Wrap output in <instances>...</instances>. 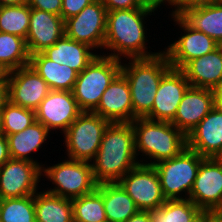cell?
<instances>
[{"label": "cell", "instance_id": "cell-1", "mask_svg": "<svg viewBox=\"0 0 222 222\" xmlns=\"http://www.w3.org/2000/svg\"><path fill=\"white\" fill-rule=\"evenodd\" d=\"M138 159L132 123H110L104 132L99 150L91 161L96 183H118L131 169L142 164L144 159Z\"/></svg>", "mask_w": 222, "mask_h": 222}, {"label": "cell", "instance_id": "cell-2", "mask_svg": "<svg viewBox=\"0 0 222 222\" xmlns=\"http://www.w3.org/2000/svg\"><path fill=\"white\" fill-rule=\"evenodd\" d=\"M154 8L107 11L104 50L111 51L105 56L122 60L148 58L159 54L147 50L146 19L155 13ZM146 31V32H145ZM149 51V52H148Z\"/></svg>", "mask_w": 222, "mask_h": 222}, {"label": "cell", "instance_id": "cell-3", "mask_svg": "<svg viewBox=\"0 0 222 222\" xmlns=\"http://www.w3.org/2000/svg\"><path fill=\"white\" fill-rule=\"evenodd\" d=\"M126 63H121V73L130 88L134 120L145 118L152 110L162 77L172 66L162 50L152 57L126 59Z\"/></svg>", "mask_w": 222, "mask_h": 222}, {"label": "cell", "instance_id": "cell-4", "mask_svg": "<svg viewBox=\"0 0 222 222\" xmlns=\"http://www.w3.org/2000/svg\"><path fill=\"white\" fill-rule=\"evenodd\" d=\"M131 123L137 156L142 153L151 161L145 159L142 162L144 165L153 166L160 161L171 159L187 147L186 135L171 122L136 118Z\"/></svg>", "mask_w": 222, "mask_h": 222}, {"label": "cell", "instance_id": "cell-5", "mask_svg": "<svg viewBox=\"0 0 222 222\" xmlns=\"http://www.w3.org/2000/svg\"><path fill=\"white\" fill-rule=\"evenodd\" d=\"M99 53L81 72L72 93L83 112H93L100 103L102 94L121 72L122 60Z\"/></svg>", "mask_w": 222, "mask_h": 222}, {"label": "cell", "instance_id": "cell-6", "mask_svg": "<svg viewBox=\"0 0 222 222\" xmlns=\"http://www.w3.org/2000/svg\"><path fill=\"white\" fill-rule=\"evenodd\" d=\"M203 159L197 152L186 147L179 155L153 165L166 200L189 199Z\"/></svg>", "mask_w": 222, "mask_h": 222}, {"label": "cell", "instance_id": "cell-7", "mask_svg": "<svg viewBox=\"0 0 222 222\" xmlns=\"http://www.w3.org/2000/svg\"><path fill=\"white\" fill-rule=\"evenodd\" d=\"M44 166L42 176L54 184L53 188L44 191L53 195L72 200L90 194L97 188L91 162L67 158L52 166Z\"/></svg>", "mask_w": 222, "mask_h": 222}, {"label": "cell", "instance_id": "cell-8", "mask_svg": "<svg viewBox=\"0 0 222 222\" xmlns=\"http://www.w3.org/2000/svg\"><path fill=\"white\" fill-rule=\"evenodd\" d=\"M111 122L93 112H82L63 133L65 153L72 160L91 162Z\"/></svg>", "mask_w": 222, "mask_h": 222}, {"label": "cell", "instance_id": "cell-9", "mask_svg": "<svg viewBox=\"0 0 222 222\" xmlns=\"http://www.w3.org/2000/svg\"><path fill=\"white\" fill-rule=\"evenodd\" d=\"M107 10L101 0L83 8L77 15L64 21L65 36L91 48L103 49Z\"/></svg>", "mask_w": 222, "mask_h": 222}, {"label": "cell", "instance_id": "cell-10", "mask_svg": "<svg viewBox=\"0 0 222 222\" xmlns=\"http://www.w3.org/2000/svg\"><path fill=\"white\" fill-rule=\"evenodd\" d=\"M118 183L133 199L139 210H155L166 202L158 174L153 166L139 164Z\"/></svg>", "mask_w": 222, "mask_h": 222}, {"label": "cell", "instance_id": "cell-11", "mask_svg": "<svg viewBox=\"0 0 222 222\" xmlns=\"http://www.w3.org/2000/svg\"><path fill=\"white\" fill-rule=\"evenodd\" d=\"M41 176L38 164L10 158L0 167V199L35 195Z\"/></svg>", "mask_w": 222, "mask_h": 222}, {"label": "cell", "instance_id": "cell-12", "mask_svg": "<svg viewBox=\"0 0 222 222\" xmlns=\"http://www.w3.org/2000/svg\"><path fill=\"white\" fill-rule=\"evenodd\" d=\"M176 25L184 31L178 40L163 50L174 69H182L189 61L213 52L218 43L205 33L189 26L180 16H172Z\"/></svg>", "mask_w": 222, "mask_h": 222}, {"label": "cell", "instance_id": "cell-13", "mask_svg": "<svg viewBox=\"0 0 222 222\" xmlns=\"http://www.w3.org/2000/svg\"><path fill=\"white\" fill-rule=\"evenodd\" d=\"M189 199L202 211L222 213V163L204 158L199 166Z\"/></svg>", "mask_w": 222, "mask_h": 222}, {"label": "cell", "instance_id": "cell-14", "mask_svg": "<svg viewBox=\"0 0 222 222\" xmlns=\"http://www.w3.org/2000/svg\"><path fill=\"white\" fill-rule=\"evenodd\" d=\"M9 101L24 108L36 110L51 89L29 64L6 76Z\"/></svg>", "mask_w": 222, "mask_h": 222}, {"label": "cell", "instance_id": "cell-15", "mask_svg": "<svg viewBox=\"0 0 222 222\" xmlns=\"http://www.w3.org/2000/svg\"><path fill=\"white\" fill-rule=\"evenodd\" d=\"M83 111L72 91L51 90L35 110L36 121L49 131L59 130L62 134Z\"/></svg>", "mask_w": 222, "mask_h": 222}, {"label": "cell", "instance_id": "cell-16", "mask_svg": "<svg viewBox=\"0 0 222 222\" xmlns=\"http://www.w3.org/2000/svg\"><path fill=\"white\" fill-rule=\"evenodd\" d=\"M190 86L185 74L180 69L171 68L162 77L152 110L145 118L171 122L186 90Z\"/></svg>", "mask_w": 222, "mask_h": 222}, {"label": "cell", "instance_id": "cell-17", "mask_svg": "<svg viewBox=\"0 0 222 222\" xmlns=\"http://www.w3.org/2000/svg\"><path fill=\"white\" fill-rule=\"evenodd\" d=\"M93 113L111 123L134 121L130 88L126 77L121 72L104 91Z\"/></svg>", "mask_w": 222, "mask_h": 222}, {"label": "cell", "instance_id": "cell-18", "mask_svg": "<svg viewBox=\"0 0 222 222\" xmlns=\"http://www.w3.org/2000/svg\"><path fill=\"white\" fill-rule=\"evenodd\" d=\"M65 35L64 19L56 14L31 8L26 46L29 55L43 52Z\"/></svg>", "mask_w": 222, "mask_h": 222}, {"label": "cell", "instance_id": "cell-19", "mask_svg": "<svg viewBox=\"0 0 222 222\" xmlns=\"http://www.w3.org/2000/svg\"><path fill=\"white\" fill-rule=\"evenodd\" d=\"M214 108V91L190 86L171 123L186 136Z\"/></svg>", "mask_w": 222, "mask_h": 222}, {"label": "cell", "instance_id": "cell-20", "mask_svg": "<svg viewBox=\"0 0 222 222\" xmlns=\"http://www.w3.org/2000/svg\"><path fill=\"white\" fill-rule=\"evenodd\" d=\"M186 137L189 149L204 158H215L222 149V112L214 106Z\"/></svg>", "mask_w": 222, "mask_h": 222}, {"label": "cell", "instance_id": "cell-21", "mask_svg": "<svg viewBox=\"0 0 222 222\" xmlns=\"http://www.w3.org/2000/svg\"><path fill=\"white\" fill-rule=\"evenodd\" d=\"M181 71L192 87L214 90L222 86V52L217 48L193 59Z\"/></svg>", "mask_w": 222, "mask_h": 222}, {"label": "cell", "instance_id": "cell-22", "mask_svg": "<svg viewBox=\"0 0 222 222\" xmlns=\"http://www.w3.org/2000/svg\"><path fill=\"white\" fill-rule=\"evenodd\" d=\"M84 43L63 36L54 45L47 47L42 53L58 64H64L81 73L98 55L97 52Z\"/></svg>", "mask_w": 222, "mask_h": 222}, {"label": "cell", "instance_id": "cell-23", "mask_svg": "<svg viewBox=\"0 0 222 222\" xmlns=\"http://www.w3.org/2000/svg\"><path fill=\"white\" fill-rule=\"evenodd\" d=\"M179 16L218 44L222 41V0L186 9Z\"/></svg>", "mask_w": 222, "mask_h": 222}, {"label": "cell", "instance_id": "cell-24", "mask_svg": "<svg viewBox=\"0 0 222 222\" xmlns=\"http://www.w3.org/2000/svg\"><path fill=\"white\" fill-rule=\"evenodd\" d=\"M49 134L50 131L42 123L36 121L23 131L7 135L10 157L31 161L42 168L43 165L34 160L30 154L40 150L43 143H47L45 141Z\"/></svg>", "mask_w": 222, "mask_h": 222}, {"label": "cell", "instance_id": "cell-25", "mask_svg": "<svg viewBox=\"0 0 222 222\" xmlns=\"http://www.w3.org/2000/svg\"><path fill=\"white\" fill-rule=\"evenodd\" d=\"M96 190L103 196L105 216L109 222H126L139 211L119 183H102Z\"/></svg>", "mask_w": 222, "mask_h": 222}, {"label": "cell", "instance_id": "cell-26", "mask_svg": "<svg viewBox=\"0 0 222 222\" xmlns=\"http://www.w3.org/2000/svg\"><path fill=\"white\" fill-rule=\"evenodd\" d=\"M30 65L44 79L51 90L72 91L78 72L47 58L42 52L30 55Z\"/></svg>", "mask_w": 222, "mask_h": 222}, {"label": "cell", "instance_id": "cell-27", "mask_svg": "<svg viewBox=\"0 0 222 222\" xmlns=\"http://www.w3.org/2000/svg\"><path fill=\"white\" fill-rule=\"evenodd\" d=\"M36 222H74L70 199L46 191L34 195Z\"/></svg>", "mask_w": 222, "mask_h": 222}, {"label": "cell", "instance_id": "cell-28", "mask_svg": "<svg viewBox=\"0 0 222 222\" xmlns=\"http://www.w3.org/2000/svg\"><path fill=\"white\" fill-rule=\"evenodd\" d=\"M30 64L25 39L0 32V67L7 73Z\"/></svg>", "mask_w": 222, "mask_h": 222}, {"label": "cell", "instance_id": "cell-29", "mask_svg": "<svg viewBox=\"0 0 222 222\" xmlns=\"http://www.w3.org/2000/svg\"><path fill=\"white\" fill-rule=\"evenodd\" d=\"M151 222H192L202 210L190 199L166 200L155 210H150Z\"/></svg>", "mask_w": 222, "mask_h": 222}, {"label": "cell", "instance_id": "cell-30", "mask_svg": "<svg viewBox=\"0 0 222 222\" xmlns=\"http://www.w3.org/2000/svg\"><path fill=\"white\" fill-rule=\"evenodd\" d=\"M31 7L28 4L0 7V32L14 34L26 40Z\"/></svg>", "mask_w": 222, "mask_h": 222}, {"label": "cell", "instance_id": "cell-31", "mask_svg": "<svg viewBox=\"0 0 222 222\" xmlns=\"http://www.w3.org/2000/svg\"><path fill=\"white\" fill-rule=\"evenodd\" d=\"M74 222H100L106 221L103 196L94 192L72 199Z\"/></svg>", "mask_w": 222, "mask_h": 222}, {"label": "cell", "instance_id": "cell-32", "mask_svg": "<svg viewBox=\"0 0 222 222\" xmlns=\"http://www.w3.org/2000/svg\"><path fill=\"white\" fill-rule=\"evenodd\" d=\"M0 222H36L34 195L0 199Z\"/></svg>", "mask_w": 222, "mask_h": 222}, {"label": "cell", "instance_id": "cell-33", "mask_svg": "<svg viewBox=\"0 0 222 222\" xmlns=\"http://www.w3.org/2000/svg\"><path fill=\"white\" fill-rule=\"evenodd\" d=\"M36 122L35 110L8 101L2 108V133L7 136L23 131Z\"/></svg>", "mask_w": 222, "mask_h": 222}, {"label": "cell", "instance_id": "cell-34", "mask_svg": "<svg viewBox=\"0 0 222 222\" xmlns=\"http://www.w3.org/2000/svg\"><path fill=\"white\" fill-rule=\"evenodd\" d=\"M96 0H62L61 17L69 19L77 15L83 8L92 4Z\"/></svg>", "mask_w": 222, "mask_h": 222}, {"label": "cell", "instance_id": "cell-35", "mask_svg": "<svg viewBox=\"0 0 222 222\" xmlns=\"http://www.w3.org/2000/svg\"><path fill=\"white\" fill-rule=\"evenodd\" d=\"M107 11L129 10L135 8H152L142 0H101Z\"/></svg>", "mask_w": 222, "mask_h": 222}, {"label": "cell", "instance_id": "cell-36", "mask_svg": "<svg viewBox=\"0 0 222 222\" xmlns=\"http://www.w3.org/2000/svg\"><path fill=\"white\" fill-rule=\"evenodd\" d=\"M27 4L31 8L61 16L62 0H27Z\"/></svg>", "mask_w": 222, "mask_h": 222}, {"label": "cell", "instance_id": "cell-37", "mask_svg": "<svg viewBox=\"0 0 222 222\" xmlns=\"http://www.w3.org/2000/svg\"><path fill=\"white\" fill-rule=\"evenodd\" d=\"M221 0H174L173 7L174 9L171 11V17L172 16H179L181 13H183L186 9L205 5L211 2H217Z\"/></svg>", "mask_w": 222, "mask_h": 222}, {"label": "cell", "instance_id": "cell-38", "mask_svg": "<svg viewBox=\"0 0 222 222\" xmlns=\"http://www.w3.org/2000/svg\"><path fill=\"white\" fill-rule=\"evenodd\" d=\"M10 158L8 140L7 137L2 133L0 134V167Z\"/></svg>", "mask_w": 222, "mask_h": 222}, {"label": "cell", "instance_id": "cell-39", "mask_svg": "<svg viewBox=\"0 0 222 222\" xmlns=\"http://www.w3.org/2000/svg\"><path fill=\"white\" fill-rule=\"evenodd\" d=\"M192 222H220V215L212 211H202Z\"/></svg>", "mask_w": 222, "mask_h": 222}, {"label": "cell", "instance_id": "cell-40", "mask_svg": "<svg viewBox=\"0 0 222 222\" xmlns=\"http://www.w3.org/2000/svg\"><path fill=\"white\" fill-rule=\"evenodd\" d=\"M126 222H151L150 212L139 210L136 214L131 216Z\"/></svg>", "mask_w": 222, "mask_h": 222}, {"label": "cell", "instance_id": "cell-41", "mask_svg": "<svg viewBox=\"0 0 222 222\" xmlns=\"http://www.w3.org/2000/svg\"><path fill=\"white\" fill-rule=\"evenodd\" d=\"M9 101L8 86L6 80L0 85V109Z\"/></svg>", "mask_w": 222, "mask_h": 222}, {"label": "cell", "instance_id": "cell-42", "mask_svg": "<svg viewBox=\"0 0 222 222\" xmlns=\"http://www.w3.org/2000/svg\"><path fill=\"white\" fill-rule=\"evenodd\" d=\"M143 3L147 6H150L154 9H156V11H158V8L160 6L165 5L166 3H168L167 5H173L174 0H142Z\"/></svg>", "mask_w": 222, "mask_h": 222}, {"label": "cell", "instance_id": "cell-43", "mask_svg": "<svg viewBox=\"0 0 222 222\" xmlns=\"http://www.w3.org/2000/svg\"><path fill=\"white\" fill-rule=\"evenodd\" d=\"M214 91V106L222 112V86L216 88Z\"/></svg>", "mask_w": 222, "mask_h": 222}, {"label": "cell", "instance_id": "cell-44", "mask_svg": "<svg viewBox=\"0 0 222 222\" xmlns=\"http://www.w3.org/2000/svg\"><path fill=\"white\" fill-rule=\"evenodd\" d=\"M27 4V0H0L1 6H18Z\"/></svg>", "mask_w": 222, "mask_h": 222}, {"label": "cell", "instance_id": "cell-45", "mask_svg": "<svg viewBox=\"0 0 222 222\" xmlns=\"http://www.w3.org/2000/svg\"><path fill=\"white\" fill-rule=\"evenodd\" d=\"M7 72L0 67V85L6 80Z\"/></svg>", "mask_w": 222, "mask_h": 222}, {"label": "cell", "instance_id": "cell-46", "mask_svg": "<svg viewBox=\"0 0 222 222\" xmlns=\"http://www.w3.org/2000/svg\"><path fill=\"white\" fill-rule=\"evenodd\" d=\"M215 159H216L217 161H219V162L222 163V149H221V151L218 153V155L215 157Z\"/></svg>", "mask_w": 222, "mask_h": 222}, {"label": "cell", "instance_id": "cell-47", "mask_svg": "<svg viewBox=\"0 0 222 222\" xmlns=\"http://www.w3.org/2000/svg\"><path fill=\"white\" fill-rule=\"evenodd\" d=\"M0 134H2V109H0Z\"/></svg>", "mask_w": 222, "mask_h": 222}, {"label": "cell", "instance_id": "cell-48", "mask_svg": "<svg viewBox=\"0 0 222 222\" xmlns=\"http://www.w3.org/2000/svg\"><path fill=\"white\" fill-rule=\"evenodd\" d=\"M218 48L221 50L222 52V41L218 44Z\"/></svg>", "mask_w": 222, "mask_h": 222}, {"label": "cell", "instance_id": "cell-49", "mask_svg": "<svg viewBox=\"0 0 222 222\" xmlns=\"http://www.w3.org/2000/svg\"><path fill=\"white\" fill-rule=\"evenodd\" d=\"M220 222H222V213L220 214Z\"/></svg>", "mask_w": 222, "mask_h": 222}]
</instances>
